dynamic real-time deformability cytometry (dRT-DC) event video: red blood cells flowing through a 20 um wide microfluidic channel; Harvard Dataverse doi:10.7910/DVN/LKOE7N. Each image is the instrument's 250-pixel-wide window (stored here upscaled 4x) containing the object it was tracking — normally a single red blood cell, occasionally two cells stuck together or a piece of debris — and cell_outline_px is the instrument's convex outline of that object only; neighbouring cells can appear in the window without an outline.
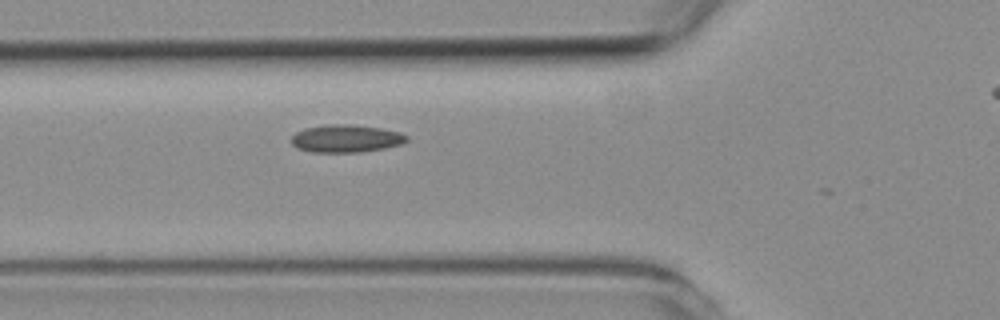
{"species": "common noctule bat (a hibernating species)", "species_latin": "Nyctalus noctula", "temperature_condition": "room temperature", "stored_images_in_passage": 2, "camera_frame_rate_fps": 3000, "um_per_image_px": 0.085, "animal": {"sex": "female", "body_mass_g": 19.3, "forearm_length_mm": 54.1}, "frame": {"image": 1, "passage_image": 2, "time_ms": 1.0, "image_size_px": [1000, 320], "cell_outline_px": [[408, 140], [400, 144], [384, 148], [360, 152], [312, 152], [296, 148], [292, 144], [292, 136], [296, 132], [304, 128], [328, 124], [352, 124], [380, 128], [400, 132], [408, 136]], "centroid_in_image_um": [29.4, 11.77], "position_along_channel_um": 96.4, "area_um2": 18.61}}